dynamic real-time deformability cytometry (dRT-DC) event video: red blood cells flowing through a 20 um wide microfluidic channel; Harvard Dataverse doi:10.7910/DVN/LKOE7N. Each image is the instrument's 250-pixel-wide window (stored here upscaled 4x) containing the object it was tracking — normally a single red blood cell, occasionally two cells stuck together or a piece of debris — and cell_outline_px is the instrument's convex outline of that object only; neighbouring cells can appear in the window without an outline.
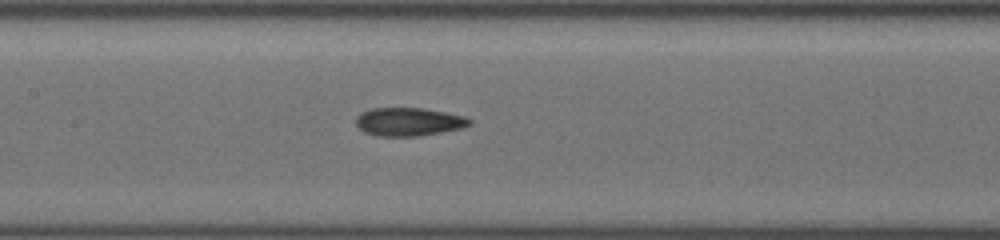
{"species": "common noctule bat (a hibernating species)", "species_latin": "Nyctalus noctula", "temperature_condition": "cold", "stored_images_in_passage": 10, "camera_frame_rate_fps": 3000, "um_per_image_px": 0.085, "animal": {"sex": "female", "body_mass_g": 19.5, "forearm_length_mm": 54.1}, "frame": {"image": 1, "passage_image": 10, "time_ms": 8.667, "image_size_px": [1000, 240], "cell_outline_px": [[472, 124], [464, 128], [420, 136], [380, 136], [364, 132], [356, 124], [356, 116], [360, 112], [372, 108], [424, 108], [464, 116], [472, 120]], "centroid_in_image_um": [34.76, 10.35], "position_along_channel_um": 172.6, "area_um2": 18.84}}